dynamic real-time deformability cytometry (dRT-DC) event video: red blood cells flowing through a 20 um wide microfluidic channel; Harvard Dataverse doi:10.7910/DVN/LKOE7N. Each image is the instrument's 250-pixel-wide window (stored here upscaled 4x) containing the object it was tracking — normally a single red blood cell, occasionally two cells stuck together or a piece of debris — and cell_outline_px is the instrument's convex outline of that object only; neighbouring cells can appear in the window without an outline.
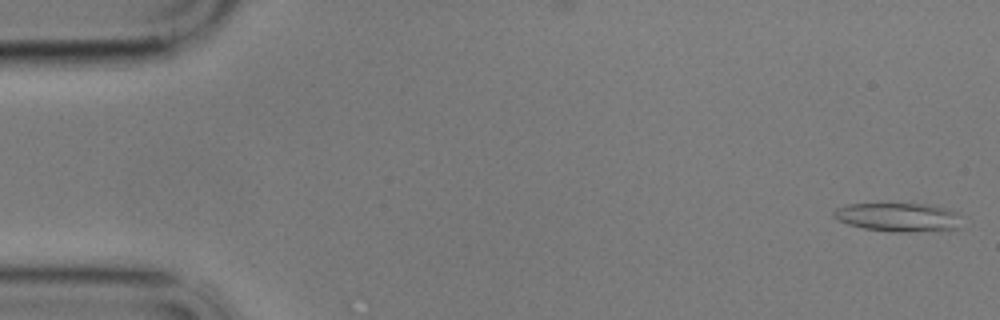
{"species": "common noctule bat (a hibernating species)", "species_latin": "Nyctalus noctula", "temperature_condition": "cold", "stored_images_in_passage": 59, "camera_frame_rate_fps": 3000, "um_per_image_px": 0.085, "animal": {"sex": "male", "body_mass_g": 17.9}, "frame": {"image": 1, "passage_image": 2, "time_ms": 0.333, "image_size_px": [1000, 320], "cell_outline_px": [[956, 228], [908, 232], [892, 232], [864, 228], [848, 224], [832, 216], [832, 212], [836, 208], [848, 204], [928, 204], [944, 208], [956, 212]], "centroid_in_image_um": [76.23, 18.45], "position_along_channel_um": 8.8, "area_um2": 20.81}}
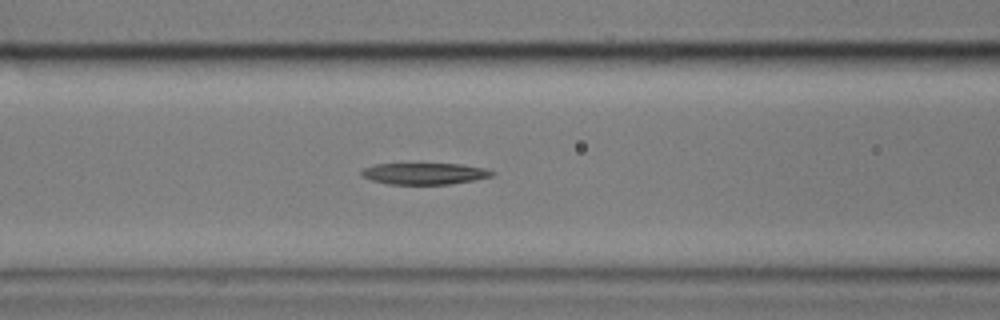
{"frame": {"image": 2, "passage_image": 24, "time_ms": 7.667, "image_size_px": [1000, 320], "cell_outline_px": [[496, 172], [492, 176], [472, 180], [448, 184], [388, 184], [372, 180], [360, 176], [360, 172], [364, 168], [376, 164], [460, 164], [484, 168]], "centroid_in_image_um": [36.05, 14.75], "position_along_channel_um": 130.5, "area_um2": 16.18}}
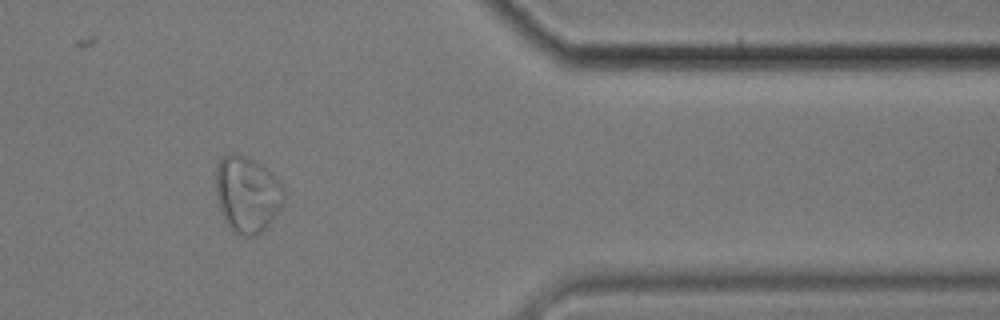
{"frame": {"image": 3, "passage_image": 49, "time_ms": 16.0, "image_size_px": [1000, 320], "cell_outline_px": [[284, 200], [272, 220], [256, 236], [244, 236], [236, 232], [224, 220], [216, 200], [216, 168], [220, 160], [228, 152], [236, 152], [252, 160], [264, 168], [284, 188]], "centroid_in_image_um": [20.97, 16.51], "position_along_channel_um": 390.4, "area_um2": 29.77}, "authors_computed_cell_mechanics": {"area_um2": 19.0162, "velocity_mm_per_s": 3.3877, "shape_relaxation_time_tau1_ms": null, "shape_relaxation_time_tau2_ms": 6.8478, "deformation_change_tau1": null, "deformation_change_tau2": 0.1276}}